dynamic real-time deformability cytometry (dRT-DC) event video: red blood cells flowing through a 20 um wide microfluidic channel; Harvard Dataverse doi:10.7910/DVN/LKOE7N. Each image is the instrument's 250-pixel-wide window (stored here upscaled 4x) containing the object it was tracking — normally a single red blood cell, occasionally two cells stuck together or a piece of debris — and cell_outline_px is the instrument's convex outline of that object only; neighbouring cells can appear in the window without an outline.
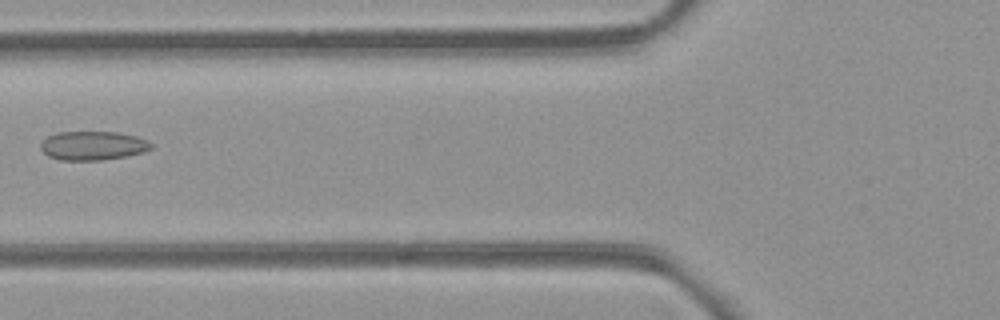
{"species": "common noctule bat (a hibernating species)", "species_latin": "Nyctalus noctula", "temperature_condition": "room temperature", "stored_images_in_passage": 6, "camera_frame_rate_fps": 3000, "um_per_image_px": 0.085, "animal": {"sex": "female", "body_mass_g": 21.9}, "frame": {"image": 1, "passage_image": 6, "time_ms": 6.333, "image_size_px": [1000, 320], "cell_outline_px": [[152, 148], [144, 152], [124, 156], [100, 160], [60, 160], [48, 156], [40, 148], [40, 144], [48, 136], [56, 132], [116, 132], [136, 136], [148, 140], [152, 144]], "centroid_in_image_um": [7.89, 12.37], "position_along_channel_um": 117.9, "area_um2": 18.55}}